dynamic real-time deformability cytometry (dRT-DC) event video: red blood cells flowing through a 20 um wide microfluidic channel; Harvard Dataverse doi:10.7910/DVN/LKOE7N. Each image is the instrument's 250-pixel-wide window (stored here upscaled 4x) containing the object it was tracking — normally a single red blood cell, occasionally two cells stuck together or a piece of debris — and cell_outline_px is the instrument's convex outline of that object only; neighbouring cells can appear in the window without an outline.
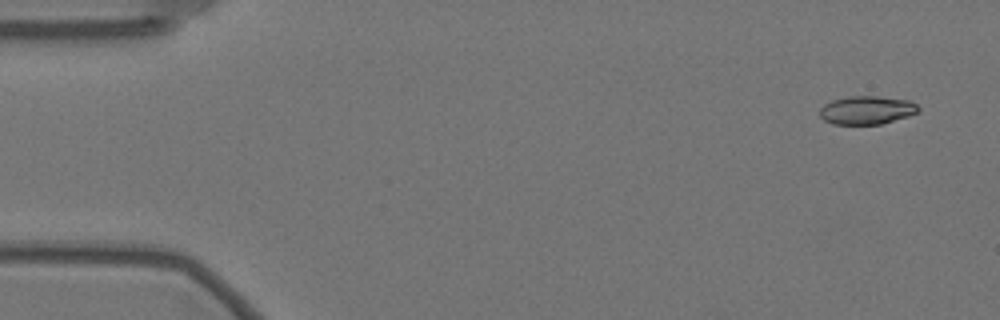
{"species": "Egyptian fruit bat (a non-hibernating species)", "species_latin": "Rousettus aegyptiacus", "temperature_condition": "warm", "stored_images_in_passage": 23, "camera_frame_rate_fps": 3000, "um_per_image_px": 0.085, "animal": {"sex": "female"}, "frame": {"image": 1, "passage_image": 1, "time_ms": 0.0, "image_size_px": [1000, 320], "cell_outline_px": [[920, 108], [916, 112], [908, 116], [880, 124], [832, 124], [824, 120], [820, 116], [820, 108], [824, 104], [832, 100], [848, 96], [876, 96], [908, 100], [916, 104]], "centroid_in_image_um": [73.64, 9.36], "position_along_channel_um": 11.4, "area_um2": 16.18}}
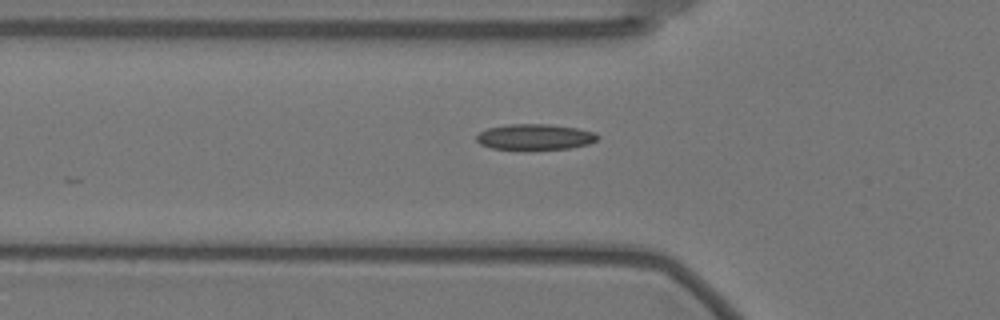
{"frame": {"image": 2, "passage_image": 17, "time_ms": 5.333, "image_size_px": [1000, 320], "cell_outline_px": [[600, 136], [596, 140], [588, 144], [568, 148], [492, 148], [480, 144], [476, 140], [476, 136], [480, 132], [488, 128], [508, 124], [548, 124], [576, 128], [596, 132]], "centroid_in_image_um": [45.48, 11.61], "position_along_channel_um": 80.3, "area_um2": 17.74}}
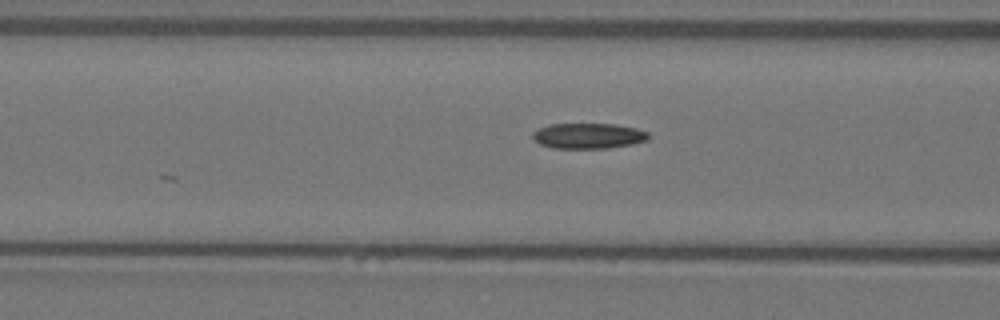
{"frame": {"image": 3, "passage_image": 20, "time_ms": 6.333, "image_size_px": [1000, 320], "cell_outline_px": [[648, 140], [632, 144], [608, 148], [552, 148], [540, 144], [532, 136], [532, 132], [536, 128], [548, 124], [616, 124], [636, 128], [648, 132]], "centroid_in_image_um": [49.98, 11.54], "position_along_channel_um": 116.6, "area_um2": 17.28}}